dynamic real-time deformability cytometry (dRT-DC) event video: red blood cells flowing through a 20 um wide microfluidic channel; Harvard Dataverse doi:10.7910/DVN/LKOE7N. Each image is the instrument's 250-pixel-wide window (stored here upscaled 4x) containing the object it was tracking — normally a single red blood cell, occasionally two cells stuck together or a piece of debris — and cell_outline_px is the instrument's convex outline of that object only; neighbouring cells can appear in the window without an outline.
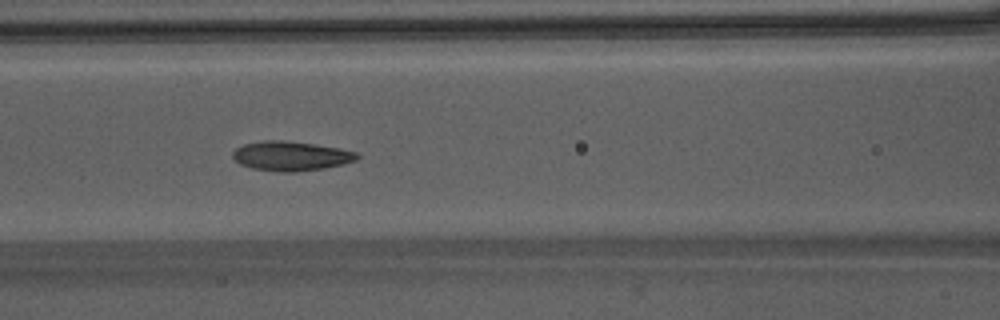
{"species": "Egyptian fruit bat (a non-hibernating species)", "species_latin": "Rousettus aegyptiacus", "temperature_condition": "warm", "stored_images_in_passage": 42, "camera_frame_rate_fps": 3000, "um_per_image_px": 0.085, "animal": {"sex": "male"}, "frame": {"image": 1, "passage_image": 15, "time_ms": 4.667, "image_size_px": [1000, 320], "cell_outline_px": [[360, 156], [356, 160], [344, 164], [324, 168], [296, 172], [280, 172], [252, 168], [240, 164], [232, 156], [232, 152], [236, 148], [244, 144], [264, 140], [280, 140], [316, 144], [340, 148], [356, 152]], "centroid_in_image_um": [24.74, 13.26], "position_along_channel_um": 141.9, "area_um2": 21.39}}
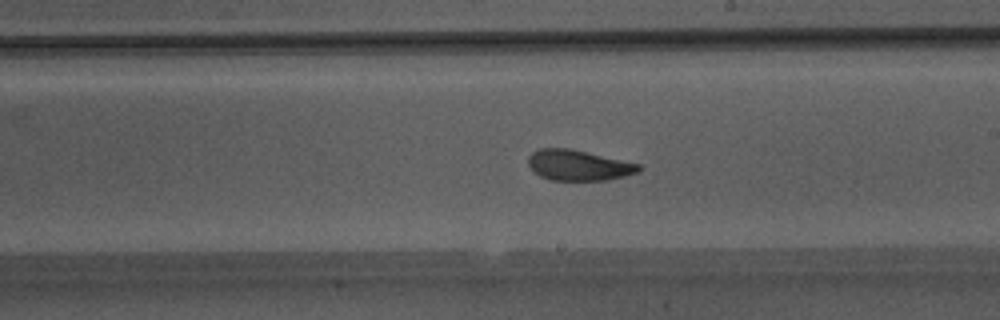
{"frame": {"image": 2, "passage_image": 22, "time_ms": 7.0, "image_size_px": [1000, 320], "cell_outline_px": [[640, 172], [608, 180], [552, 180], [540, 176], [528, 164], [528, 156], [532, 152], [540, 148], [568, 148], [640, 164]], "centroid_in_image_um": [49.17, 14.05], "position_along_channel_um": 239.8, "area_um2": 19.48}}
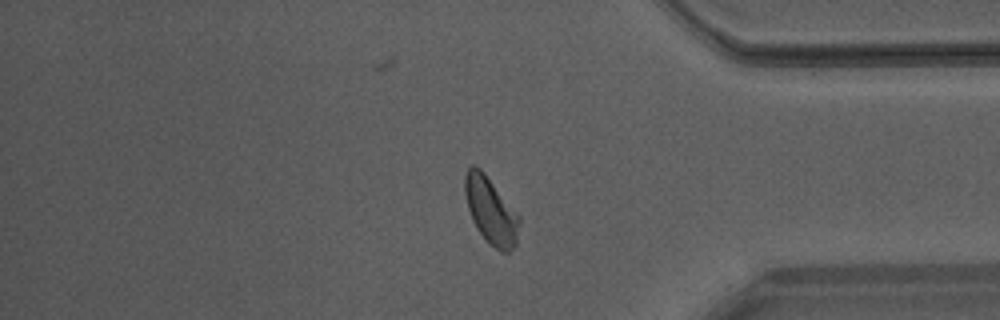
{"frame": {"image": 3, "passage_image": 34, "time_ms": 11.0, "image_size_px": [1000, 320], "cell_outline_px": [[520, 224], [516, 244], [508, 252], [500, 252], [488, 244], [472, 220], [468, 208], [464, 192], [464, 176], [468, 168], [472, 164], [476, 164], [484, 172], [520, 216]], "centroid_in_image_um": [41.72, 17.9], "position_along_channel_um": 393.5, "area_um2": 21.27}, "authors_computed_cell_mechanics": {"area_um2": 20.4612, "velocity_mm_per_s": 4.2183, "shape_relaxation_time_tau1_ms": 4.2569, "shape_relaxation_time_tau2_ms": 1.651, "deformation_change_tau1": 0.1504, "deformation_change_tau2": 0.0709}}